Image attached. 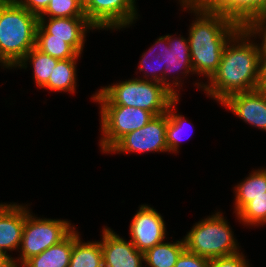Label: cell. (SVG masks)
<instances>
[{
	"label": "cell",
	"instance_id": "1",
	"mask_svg": "<svg viewBox=\"0 0 266 267\" xmlns=\"http://www.w3.org/2000/svg\"><path fill=\"white\" fill-rule=\"evenodd\" d=\"M195 15L188 32L194 74L209 80L230 38L244 25L242 0H179Z\"/></svg>",
	"mask_w": 266,
	"mask_h": 267
},
{
	"label": "cell",
	"instance_id": "2",
	"mask_svg": "<svg viewBox=\"0 0 266 267\" xmlns=\"http://www.w3.org/2000/svg\"><path fill=\"white\" fill-rule=\"evenodd\" d=\"M253 37L243 25L227 42L217 71L195 86L219 104L233 94L260 88L261 49Z\"/></svg>",
	"mask_w": 266,
	"mask_h": 267
},
{
	"label": "cell",
	"instance_id": "3",
	"mask_svg": "<svg viewBox=\"0 0 266 267\" xmlns=\"http://www.w3.org/2000/svg\"><path fill=\"white\" fill-rule=\"evenodd\" d=\"M38 16L15 0H0V65L13 69L35 47Z\"/></svg>",
	"mask_w": 266,
	"mask_h": 267
},
{
	"label": "cell",
	"instance_id": "4",
	"mask_svg": "<svg viewBox=\"0 0 266 267\" xmlns=\"http://www.w3.org/2000/svg\"><path fill=\"white\" fill-rule=\"evenodd\" d=\"M140 78H131L101 87L91 99L100 106L135 107L154 116L166 113L169 105L177 97L163 84Z\"/></svg>",
	"mask_w": 266,
	"mask_h": 267
},
{
	"label": "cell",
	"instance_id": "5",
	"mask_svg": "<svg viewBox=\"0 0 266 267\" xmlns=\"http://www.w3.org/2000/svg\"><path fill=\"white\" fill-rule=\"evenodd\" d=\"M219 211L196 222L185 235V248L209 259L239 252V243L228 221Z\"/></svg>",
	"mask_w": 266,
	"mask_h": 267
},
{
	"label": "cell",
	"instance_id": "6",
	"mask_svg": "<svg viewBox=\"0 0 266 267\" xmlns=\"http://www.w3.org/2000/svg\"><path fill=\"white\" fill-rule=\"evenodd\" d=\"M28 208L26 204V219L19 249L20 254L19 257L13 258L15 267L21 266L30 257L60 243L76 229L70 221L65 219L38 218Z\"/></svg>",
	"mask_w": 266,
	"mask_h": 267
},
{
	"label": "cell",
	"instance_id": "7",
	"mask_svg": "<svg viewBox=\"0 0 266 267\" xmlns=\"http://www.w3.org/2000/svg\"><path fill=\"white\" fill-rule=\"evenodd\" d=\"M100 149L106 153L125 134L144 127L154 115L146 110L128 106H99Z\"/></svg>",
	"mask_w": 266,
	"mask_h": 267
},
{
	"label": "cell",
	"instance_id": "8",
	"mask_svg": "<svg viewBox=\"0 0 266 267\" xmlns=\"http://www.w3.org/2000/svg\"><path fill=\"white\" fill-rule=\"evenodd\" d=\"M167 112L154 116L144 127L120 138L107 153L168 152L166 144Z\"/></svg>",
	"mask_w": 266,
	"mask_h": 267
},
{
	"label": "cell",
	"instance_id": "9",
	"mask_svg": "<svg viewBox=\"0 0 266 267\" xmlns=\"http://www.w3.org/2000/svg\"><path fill=\"white\" fill-rule=\"evenodd\" d=\"M137 0H91L84 13L96 30H120L138 19Z\"/></svg>",
	"mask_w": 266,
	"mask_h": 267
},
{
	"label": "cell",
	"instance_id": "10",
	"mask_svg": "<svg viewBox=\"0 0 266 267\" xmlns=\"http://www.w3.org/2000/svg\"><path fill=\"white\" fill-rule=\"evenodd\" d=\"M130 241L141 252L145 253L166 237V226L163 217L150 205H140L129 226Z\"/></svg>",
	"mask_w": 266,
	"mask_h": 267
},
{
	"label": "cell",
	"instance_id": "11",
	"mask_svg": "<svg viewBox=\"0 0 266 267\" xmlns=\"http://www.w3.org/2000/svg\"><path fill=\"white\" fill-rule=\"evenodd\" d=\"M96 29L86 17H38L36 34H51V38L69 39V45L81 55L89 30Z\"/></svg>",
	"mask_w": 266,
	"mask_h": 267
},
{
	"label": "cell",
	"instance_id": "12",
	"mask_svg": "<svg viewBox=\"0 0 266 267\" xmlns=\"http://www.w3.org/2000/svg\"><path fill=\"white\" fill-rule=\"evenodd\" d=\"M227 110L250 126L266 131V90L262 88L236 93L221 102Z\"/></svg>",
	"mask_w": 266,
	"mask_h": 267
},
{
	"label": "cell",
	"instance_id": "13",
	"mask_svg": "<svg viewBox=\"0 0 266 267\" xmlns=\"http://www.w3.org/2000/svg\"><path fill=\"white\" fill-rule=\"evenodd\" d=\"M101 248L104 267H145L144 253L110 227L102 229Z\"/></svg>",
	"mask_w": 266,
	"mask_h": 267
},
{
	"label": "cell",
	"instance_id": "14",
	"mask_svg": "<svg viewBox=\"0 0 266 267\" xmlns=\"http://www.w3.org/2000/svg\"><path fill=\"white\" fill-rule=\"evenodd\" d=\"M168 46L167 65H165L164 71V86L170 90L173 95L180 98L179 90L176 89L177 87L179 88L183 85L179 74H183V77L184 75L188 76L190 72L191 74H194L188 37L186 39L182 35H180V37H175L174 35L168 34ZM170 73H173V75ZM174 73H176L178 76L175 77ZM171 78L173 80H171Z\"/></svg>",
	"mask_w": 266,
	"mask_h": 267
},
{
	"label": "cell",
	"instance_id": "15",
	"mask_svg": "<svg viewBox=\"0 0 266 267\" xmlns=\"http://www.w3.org/2000/svg\"><path fill=\"white\" fill-rule=\"evenodd\" d=\"M26 219V205L0 203V251H19Z\"/></svg>",
	"mask_w": 266,
	"mask_h": 267
},
{
	"label": "cell",
	"instance_id": "16",
	"mask_svg": "<svg viewBox=\"0 0 266 267\" xmlns=\"http://www.w3.org/2000/svg\"><path fill=\"white\" fill-rule=\"evenodd\" d=\"M156 40L157 41H155L152 47H150L148 51L144 52L143 55H141L142 59H140L139 62L140 65L138 66V69L140 72L144 71V74L146 76V77L144 76L142 80L155 81L164 85V71H165V65H167L168 47H169L168 34L160 36ZM156 49L158 50L155 51Z\"/></svg>",
	"mask_w": 266,
	"mask_h": 267
},
{
	"label": "cell",
	"instance_id": "17",
	"mask_svg": "<svg viewBox=\"0 0 266 267\" xmlns=\"http://www.w3.org/2000/svg\"><path fill=\"white\" fill-rule=\"evenodd\" d=\"M74 244V230L60 243L27 259L21 267H69Z\"/></svg>",
	"mask_w": 266,
	"mask_h": 267
},
{
	"label": "cell",
	"instance_id": "18",
	"mask_svg": "<svg viewBox=\"0 0 266 267\" xmlns=\"http://www.w3.org/2000/svg\"><path fill=\"white\" fill-rule=\"evenodd\" d=\"M235 208L237 214L254 197L266 196V168L258 169L249 173L243 181L234 187Z\"/></svg>",
	"mask_w": 266,
	"mask_h": 267
},
{
	"label": "cell",
	"instance_id": "19",
	"mask_svg": "<svg viewBox=\"0 0 266 267\" xmlns=\"http://www.w3.org/2000/svg\"><path fill=\"white\" fill-rule=\"evenodd\" d=\"M69 267H104L101 241L82 242L74 229V244Z\"/></svg>",
	"mask_w": 266,
	"mask_h": 267
},
{
	"label": "cell",
	"instance_id": "20",
	"mask_svg": "<svg viewBox=\"0 0 266 267\" xmlns=\"http://www.w3.org/2000/svg\"><path fill=\"white\" fill-rule=\"evenodd\" d=\"M244 25L261 39L260 49L266 51V0H242Z\"/></svg>",
	"mask_w": 266,
	"mask_h": 267
},
{
	"label": "cell",
	"instance_id": "21",
	"mask_svg": "<svg viewBox=\"0 0 266 267\" xmlns=\"http://www.w3.org/2000/svg\"><path fill=\"white\" fill-rule=\"evenodd\" d=\"M79 58L59 60L49 81L43 87L50 91L74 93L77 86V61Z\"/></svg>",
	"mask_w": 266,
	"mask_h": 267
},
{
	"label": "cell",
	"instance_id": "22",
	"mask_svg": "<svg viewBox=\"0 0 266 267\" xmlns=\"http://www.w3.org/2000/svg\"><path fill=\"white\" fill-rule=\"evenodd\" d=\"M59 60L53 58L49 54H46L36 47L32 48L25 57L20 61V63L15 68H27V64H32L33 69V79L36 86L43 88L49 81L54 68Z\"/></svg>",
	"mask_w": 266,
	"mask_h": 267
},
{
	"label": "cell",
	"instance_id": "23",
	"mask_svg": "<svg viewBox=\"0 0 266 267\" xmlns=\"http://www.w3.org/2000/svg\"><path fill=\"white\" fill-rule=\"evenodd\" d=\"M184 249V238L173 243L164 240L144 253V264L148 267H174Z\"/></svg>",
	"mask_w": 266,
	"mask_h": 267
},
{
	"label": "cell",
	"instance_id": "24",
	"mask_svg": "<svg viewBox=\"0 0 266 267\" xmlns=\"http://www.w3.org/2000/svg\"><path fill=\"white\" fill-rule=\"evenodd\" d=\"M179 100L180 99L177 97L167 109L168 124L166 127V144L168 147V152L175 154L179 152L178 150L181 144V140L183 141L185 139V137L182 138L184 136L183 134H185L183 133L185 130L184 128H188L187 124L191 125V123L188 122L187 118H185L183 115L177 114V111L175 112V107L178 104Z\"/></svg>",
	"mask_w": 266,
	"mask_h": 267
},
{
	"label": "cell",
	"instance_id": "25",
	"mask_svg": "<svg viewBox=\"0 0 266 267\" xmlns=\"http://www.w3.org/2000/svg\"><path fill=\"white\" fill-rule=\"evenodd\" d=\"M35 47L58 60L81 56L69 45V39L51 38V34H36Z\"/></svg>",
	"mask_w": 266,
	"mask_h": 267
},
{
	"label": "cell",
	"instance_id": "26",
	"mask_svg": "<svg viewBox=\"0 0 266 267\" xmlns=\"http://www.w3.org/2000/svg\"><path fill=\"white\" fill-rule=\"evenodd\" d=\"M236 217L246 226H264L266 224V196L254 197L236 214Z\"/></svg>",
	"mask_w": 266,
	"mask_h": 267
},
{
	"label": "cell",
	"instance_id": "27",
	"mask_svg": "<svg viewBox=\"0 0 266 267\" xmlns=\"http://www.w3.org/2000/svg\"><path fill=\"white\" fill-rule=\"evenodd\" d=\"M38 17L69 18L86 17L78 0H50L46 10Z\"/></svg>",
	"mask_w": 266,
	"mask_h": 267
},
{
	"label": "cell",
	"instance_id": "28",
	"mask_svg": "<svg viewBox=\"0 0 266 267\" xmlns=\"http://www.w3.org/2000/svg\"><path fill=\"white\" fill-rule=\"evenodd\" d=\"M243 252L210 259L208 267H250Z\"/></svg>",
	"mask_w": 266,
	"mask_h": 267
},
{
	"label": "cell",
	"instance_id": "29",
	"mask_svg": "<svg viewBox=\"0 0 266 267\" xmlns=\"http://www.w3.org/2000/svg\"><path fill=\"white\" fill-rule=\"evenodd\" d=\"M210 259L188 251L186 248L178 257L174 267H208Z\"/></svg>",
	"mask_w": 266,
	"mask_h": 267
},
{
	"label": "cell",
	"instance_id": "30",
	"mask_svg": "<svg viewBox=\"0 0 266 267\" xmlns=\"http://www.w3.org/2000/svg\"><path fill=\"white\" fill-rule=\"evenodd\" d=\"M20 6L29 12L40 16L48 7L50 0H15Z\"/></svg>",
	"mask_w": 266,
	"mask_h": 267
},
{
	"label": "cell",
	"instance_id": "31",
	"mask_svg": "<svg viewBox=\"0 0 266 267\" xmlns=\"http://www.w3.org/2000/svg\"><path fill=\"white\" fill-rule=\"evenodd\" d=\"M260 88L266 90V51H261Z\"/></svg>",
	"mask_w": 266,
	"mask_h": 267
},
{
	"label": "cell",
	"instance_id": "32",
	"mask_svg": "<svg viewBox=\"0 0 266 267\" xmlns=\"http://www.w3.org/2000/svg\"><path fill=\"white\" fill-rule=\"evenodd\" d=\"M11 255L0 251V267H15Z\"/></svg>",
	"mask_w": 266,
	"mask_h": 267
},
{
	"label": "cell",
	"instance_id": "33",
	"mask_svg": "<svg viewBox=\"0 0 266 267\" xmlns=\"http://www.w3.org/2000/svg\"><path fill=\"white\" fill-rule=\"evenodd\" d=\"M78 1L84 8L91 0H78Z\"/></svg>",
	"mask_w": 266,
	"mask_h": 267
}]
</instances>
